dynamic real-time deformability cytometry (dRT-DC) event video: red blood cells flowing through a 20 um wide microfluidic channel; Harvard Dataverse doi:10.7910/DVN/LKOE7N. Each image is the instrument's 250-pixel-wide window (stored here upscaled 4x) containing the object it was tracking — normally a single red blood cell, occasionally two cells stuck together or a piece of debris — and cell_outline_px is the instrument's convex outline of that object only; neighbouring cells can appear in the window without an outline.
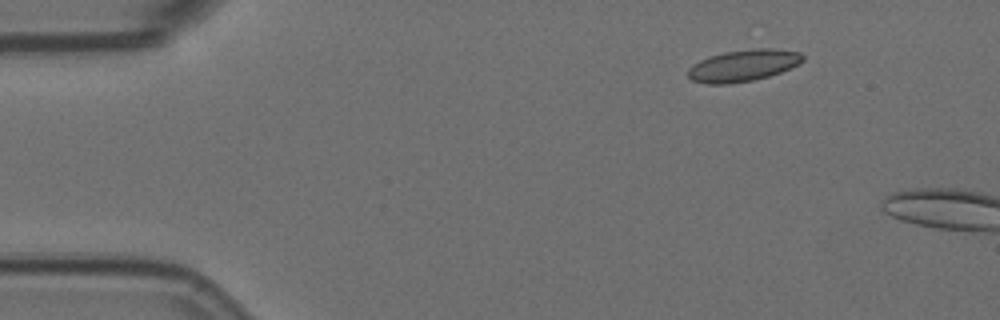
{"species": "Egyptian fruit bat (a non-hibernating species)", "species_latin": "Rousettus aegyptiacus", "temperature_condition": "room temperature", "stored_images_in_passage": 2, "camera_frame_rate_fps": 3000, "um_per_image_px": 0.085, "animal": {"sex": "female"}, "frame": {"image": 1, "passage_image": 1, "time_ms": 0.0, "image_size_px": [1000, 320], "cell_outline_px": [[804, 60], [800, 64], [780, 72], [768, 76], [752, 80], [728, 84], [708, 84], [692, 80], [688, 76], [688, 68], [692, 64], [700, 60], [724, 52], [752, 48], [776, 48], [800, 52], [804, 56]], "centroid_in_image_um": [63.2, 5.56], "position_along_channel_um": 21.8, "area_um2": 21.27}}